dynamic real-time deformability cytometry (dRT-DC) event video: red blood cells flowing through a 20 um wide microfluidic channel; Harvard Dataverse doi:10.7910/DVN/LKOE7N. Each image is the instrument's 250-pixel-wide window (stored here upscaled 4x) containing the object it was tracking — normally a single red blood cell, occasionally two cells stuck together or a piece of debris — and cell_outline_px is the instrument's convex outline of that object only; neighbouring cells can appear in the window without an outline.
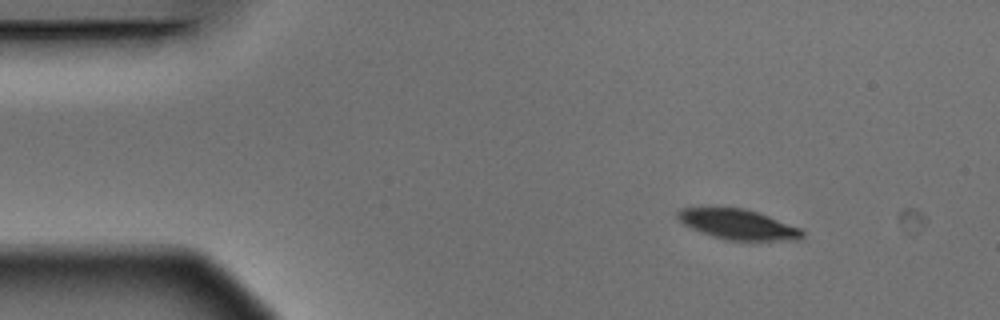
{"species": "Egyptian fruit bat (a non-hibernating species)", "species_latin": "Rousettus aegyptiacus", "temperature_condition": "warm", "stored_images_in_passage": 3, "camera_frame_rate_fps": 3000, "um_per_image_px": 0.085, "animal": {"sex": "male"}, "frame": {"image": 1, "passage_image": 1, "time_ms": 0.0, "image_size_px": [1000, 320], "cell_outline_px": [[804, 236], [800, 240], [724, 240], [700, 232], [684, 224], [676, 216], [676, 212], [680, 208], [744, 208], [768, 216], [800, 228], [804, 232]], "centroid_in_image_um": [62.73, 19.08], "position_along_channel_um": 22.3, "area_um2": 21.68}}